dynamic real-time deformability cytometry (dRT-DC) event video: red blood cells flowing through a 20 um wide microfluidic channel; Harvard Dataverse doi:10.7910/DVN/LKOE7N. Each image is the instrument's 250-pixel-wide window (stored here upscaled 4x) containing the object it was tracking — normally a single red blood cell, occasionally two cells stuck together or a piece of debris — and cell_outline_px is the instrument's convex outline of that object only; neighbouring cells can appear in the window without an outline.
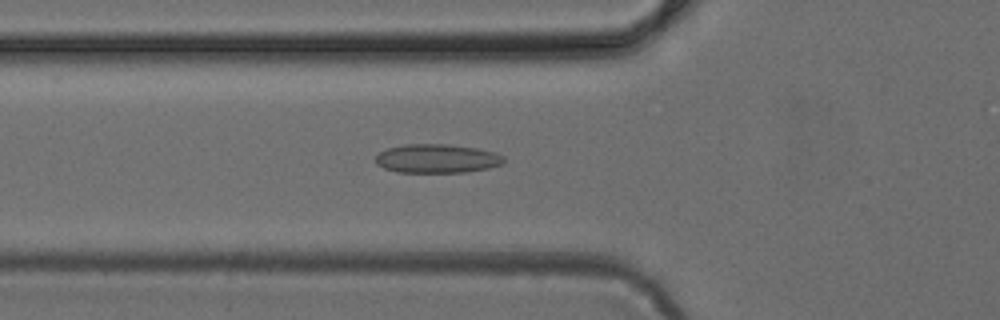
{"species": "common noctule bat (a hibernating species)", "species_latin": "Nyctalus noctula", "temperature_condition": "cold", "stored_images_in_passage": 48, "camera_frame_rate_fps": 3000, "um_per_image_px": 0.085, "animal": {"sex": "female", "body_mass_g": 24.6, "forearm_length_mm": 56.2}, "frame": {"image": 1, "passage_image": 17, "time_ms": 5.333, "image_size_px": [1000, 320], "cell_outline_px": [[504, 164], [488, 168], [464, 172], [396, 172], [384, 168], [376, 164], [376, 156], [380, 152], [388, 148], [404, 144], [448, 144], [476, 148], [496, 152], [504, 156]], "centroid_in_image_um": [37.16, 13.47], "position_along_channel_um": 88.6, "area_um2": 21.62}}
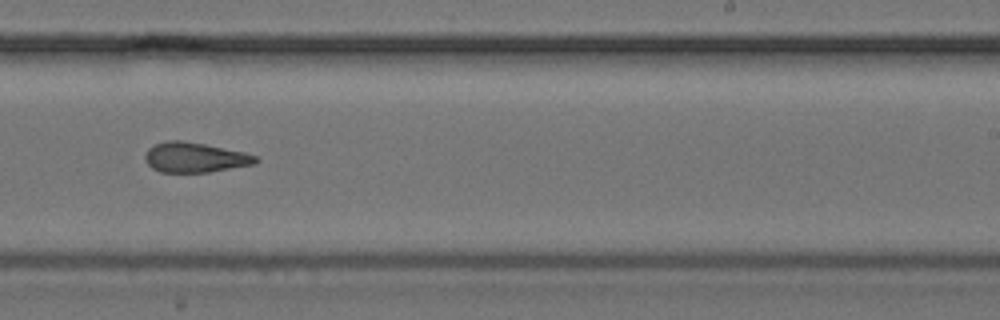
{"frame": {"image": 2, "passage_image": 30, "time_ms": 9.667, "image_size_px": [1000, 320], "cell_outline_px": [[260, 160], [256, 164], [208, 172], [160, 172], [152, 168], [144, 160], [144, 156], [148, 148], [156, 144], [168, 140], [180, 140], [204, 144], [244, 152], [256, 156]], "centroid_in_image_um": [16.56, 13.38], "position_along_channel_um": 272.4, "area_um2": 19.31}}
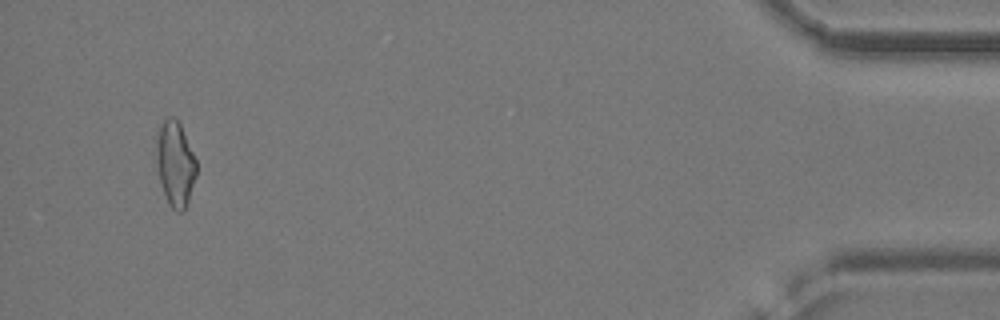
{"frame": {"image": 3, "passage_image": 46, "time_ms": 15.0, "image_size_px": [1000, 320], "cell_outline_px": [[196, 176], [184, 212], [176, 212], [168, 204], [160, 180], [156, 164], [156, 140], [160, 128], [164, 120], [168, 116], [176, 116], [180, 124], [196, 160]], "centroid_in_image_um": [14.89, 13.92], "position_along_channel_um": 420.3, "area_um2": 19.71}}